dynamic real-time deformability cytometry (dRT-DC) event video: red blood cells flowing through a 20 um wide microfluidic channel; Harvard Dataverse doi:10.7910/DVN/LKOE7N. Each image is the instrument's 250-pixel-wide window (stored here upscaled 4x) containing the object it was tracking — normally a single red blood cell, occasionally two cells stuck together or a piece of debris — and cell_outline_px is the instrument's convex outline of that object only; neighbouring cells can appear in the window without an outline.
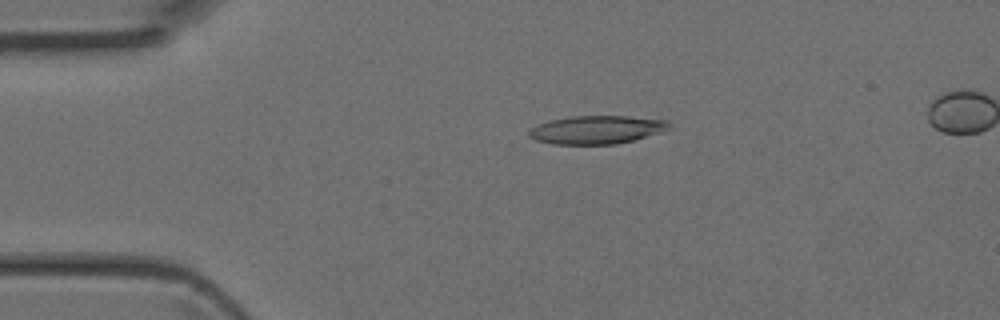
{"species": "Egyptian fruit bat (a non-hibernating species)", "species_latin": "Rousettus aegyptiacus", "temperature_condition": "room temperature", "stored_images_in_passage": 4, "segment_of_instrument_passage": [1, 2], "camera_frame_rate_fps": 3000, "um_per_image_px": 0.085, "animal": {"sex": "female"}, "frame": {"image": 1, "passage_image": 2, "time_ms": 0.333, "image_size_px": [1000, 320], "cell_outline_px": [[672, 128], [660, 132], [632, 140], [616, 144], [552, 144], [536, 140], [528, 136], [528, 132], [532, 128], [540, 124], [552, 120], [568, 116], [628, 116], [668, 120]], "centroid_in_image_um": [50.73, 11.02], "position_along_channel_um": 34.3, "area_um2": 22.95}}